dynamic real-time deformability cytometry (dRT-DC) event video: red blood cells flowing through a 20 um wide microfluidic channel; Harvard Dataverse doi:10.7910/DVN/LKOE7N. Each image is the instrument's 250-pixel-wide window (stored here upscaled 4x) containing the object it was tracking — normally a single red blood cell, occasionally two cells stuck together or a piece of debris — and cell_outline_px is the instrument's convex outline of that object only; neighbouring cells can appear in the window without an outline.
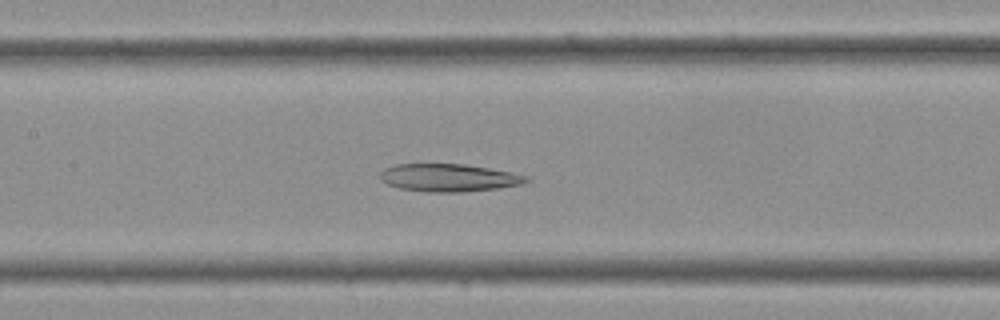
{"species": "Egyptian fruit bat (a non-hibernating species)", "species_latin": "Rousettus aegyptiacus", "temperature_condition": "cold", "stored_images_in_passage": 37, "camera_frame_rate_fps": 3000, "um_per_image_px": 0.085, "frame": {"image": 1, "passage_image": 17, "time_ms": 5.333, "image_size_px": [1000, 320], "cell_outline_px": [[532, 180], [520, 184], [496, 188], [460, 192], [424, 192], [400, 188], [388, 184], [380, 180], [380, 172], [384, 168], [396, 164], [464, 164], [488, 168], [528, 176]], "centroid_in_image_um": [38.1, 15.1], "position_along_channel_um": 169.3, "area_um2": 23.47}}
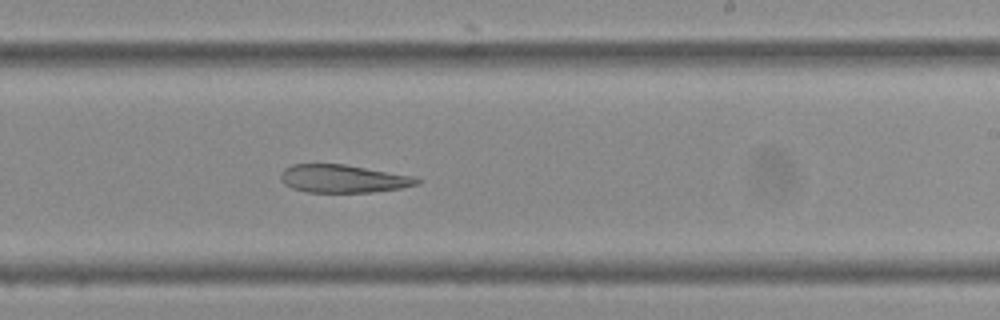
{"frame": {"image": 2, "passage_image": 22, "time_ms": 7.0, "image_size_px": [1000, 320], "cell_outline_px": [[420, 184], [400, 188], [372, 192], [304, 192], [292, 188], [284, 184], [280, 180], [280, 172], [284, 168], [292, 164], [344, 164], [416, 176], [420, 180]], "centroid_in_image_um": [29.15, 15.18], "position_along_channel_um": 259.8, "area_um2": 22.43}}
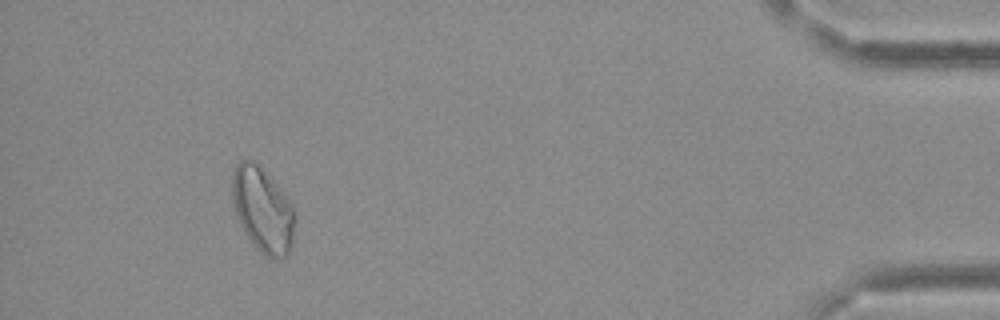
{"frame": {"image": 3, "passage_image": 34, "time_ms": 11.0, "image_size_px": [1000, 320], "cell_outline_px": [[296, 216], [292, 244], [288, 256], [268, 256], [260, 252], [256, 248], [244, 232], [240, 224], [232, 204], [232, 172], [236, 164], [240, 160], [252, 160], [260, 164], [292, 204]], "centroid_in_image_um": [22.32, 17.8], "position_along_channel_um": 412.9, "area_um2": 31.15}}